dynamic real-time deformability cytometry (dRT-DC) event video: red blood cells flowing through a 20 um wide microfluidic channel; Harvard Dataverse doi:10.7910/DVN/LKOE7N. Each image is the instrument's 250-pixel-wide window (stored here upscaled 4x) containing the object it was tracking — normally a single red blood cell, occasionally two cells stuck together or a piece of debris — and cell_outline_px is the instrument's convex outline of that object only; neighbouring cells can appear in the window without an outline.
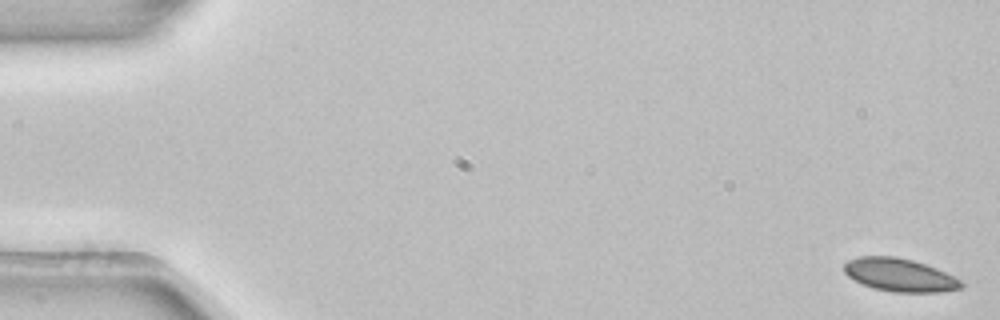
{"species": "common noctule bat (a hibernating species)", "species_latin": "Nyctalus noctula", "temperature_condition": "room temperature", "stored_images_in_passage": 4, "camera_frame_rate_fps": 3000, "um_per_image_px": 0.085, "animal": {"sex": "female", "body_mass_g": 22.7, "forearm_length_mm": 54.2}, "frame": {"image": 1, "passage_image": 1, "time_ms": 0.0, "image_size_px": [1000, 320], "cell_outline_px": [[964, 288], [940, 292], [892, 292], [872, 288], [848, 276], [844, 272], [844, 264], [848, 260], [856, 256], [896, 256], [912, 260], [936, 268], [960, 280], [964, 284]], "centroid_in_image_um": [76.46, 23.37], "position_along_channel_um": 8.5, "area_um2": 22.54}}
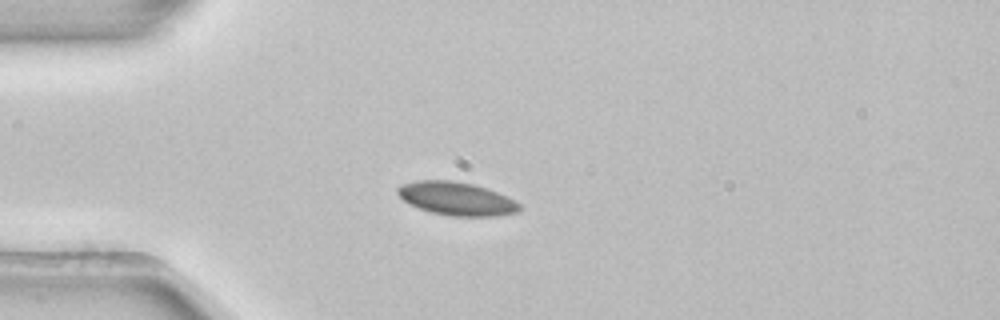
{"frame": {"image": 2, "passage_image": 4, "time_ms": 1.0, "image_size_px": [1000, 320], "cell_outline_px": [[524, 208], [520, 212], [496, 216], [452, 216], [432, 212], [408, 204], [396, 192], [396, 188], [400, 184], [416, 180], [452, 180], [472, 184], [496, 192], [520, 204]], "centroid_in_image_um": [38.78, 16.89], "position_along_channel_um": 46.2, "area_um2": 23.58}}